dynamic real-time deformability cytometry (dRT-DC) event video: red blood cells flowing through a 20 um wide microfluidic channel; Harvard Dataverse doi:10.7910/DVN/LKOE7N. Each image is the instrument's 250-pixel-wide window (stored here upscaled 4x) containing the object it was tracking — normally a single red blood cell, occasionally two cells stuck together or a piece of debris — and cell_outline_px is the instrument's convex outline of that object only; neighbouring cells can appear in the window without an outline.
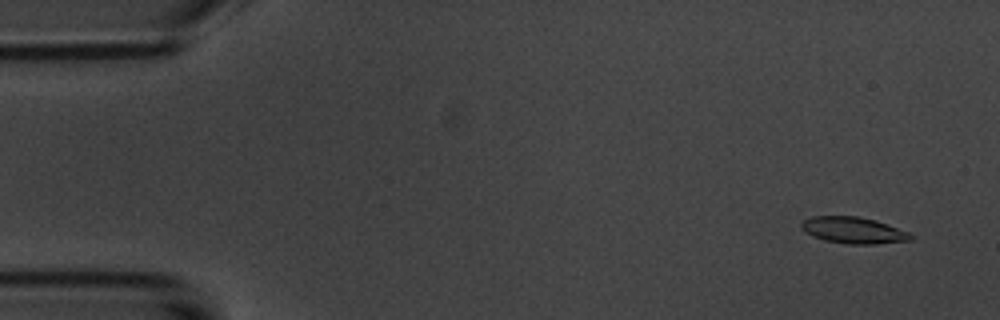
{"species": "common noctule bat (a hibernating species)", "species_latin": "Nyctalus noctula", "temperature_condition": "room temperature", "stored_images_in_passage": 6, "camera_frame_rate_fps": 3000, "um_per_image_px": 0.085, "animal": {"sex": "male", "body_mass_g": 20.1, "forearm_length_mm": 53.5}, "frame": {"image": 1, "passage_image": 1, "time_ms": 0.0, "image_size_px": [1000, 320], "cell_outline_px": [[912, 240], [876, 244], [848, 244], [824, 240], [804, 232], [800, 228], [800, 224], [804, 220], [812, 216], [856, 216], [876, 220], [888, 224], [908, 232], [912, 236]], "centroid_in_image_um": [72.52, 19.57], "position_along_channel_um": 12.5, "area_um2": 16.88}}
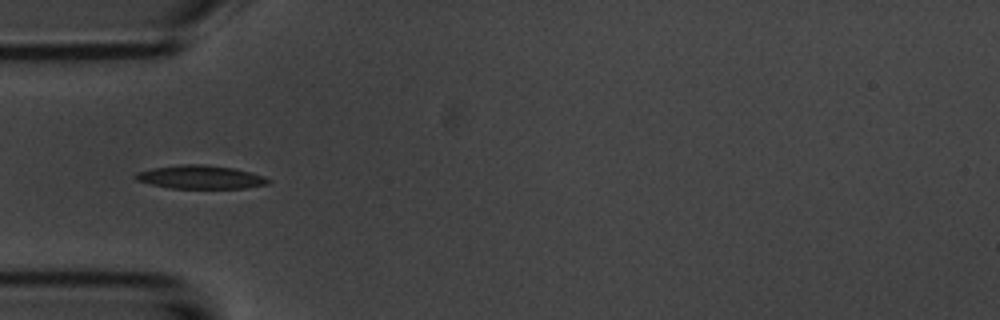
{"frame": {"image": 2, "passage_image": 5, "time_ms": 4.667, "image_size_px": [1000, 320], "cell_outline_px": [[272, 180], [268, 184], [244, 188], [168, 188], [136, 180], [132, 176], [136, 172], [152, 168], [180, 164], [204, 164], [236, 168], [252, 172], [264, 176]], "centroid_in_image_um": [17.04, 15.04], "position_along_channel_um": 68.0, "area_um2": 18.32}}